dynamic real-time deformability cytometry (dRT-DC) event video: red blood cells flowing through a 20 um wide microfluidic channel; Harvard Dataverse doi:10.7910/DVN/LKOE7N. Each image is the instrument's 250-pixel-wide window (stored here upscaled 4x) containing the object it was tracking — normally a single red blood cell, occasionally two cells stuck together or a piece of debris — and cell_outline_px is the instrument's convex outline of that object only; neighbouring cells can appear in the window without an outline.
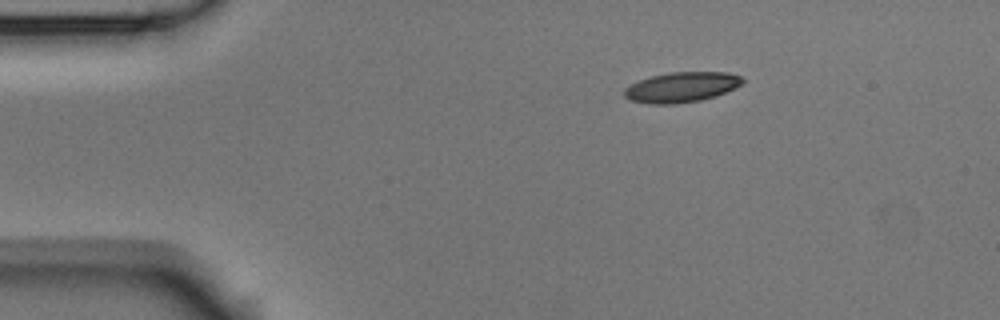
{"species": "Egyptian fruit bat (a non-hibernating species)", "species_latin": "Rousettus aegyptiacus", "temperature_condition": "room temperature", "stored_images_in_passage": 3, "camera_frame_rate_fps": 3000, "um_per_image_px": 0.085, "animal": {"sex": "male"}, "frame": {"image": 1, "passage_image": 1, "time_ms": 0.0, "image_size_px": [1000, 320], "cell_outline_px": [[744, 80], [740, 84], [716, 96], [700, 100], [676, 104], [652, 104], [632, 100], [624, 96], [624, 88], [640, 80], [652, 76], [668, 72], [728, 72], [740, 76]], "centroid_in_image_um": [57.91, 7.4], "position_along_channel_um": 27.1, "area_um2": 20.52}}
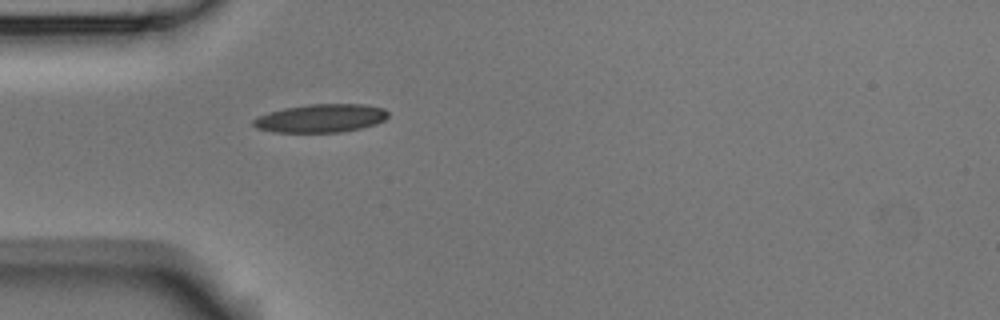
{"frame": {"image": 2, "passage_image": 3, "time_ms": 0.667, "image_size_px": [1000, 320], "cell_outline_px": [[388, 116], [384, 120], [376, 124], [360, 128], [340, 132], [272, 132], [256, 128], [252, 124], [252, 120], [268, 112], [284, 108], [308, 104], [364, 104], [384, 108], [388, 112]], "centroid_in_image_um": [27.27, 10.05], "position_along_channel_um": 57.7, "area_um2": 22.25}}